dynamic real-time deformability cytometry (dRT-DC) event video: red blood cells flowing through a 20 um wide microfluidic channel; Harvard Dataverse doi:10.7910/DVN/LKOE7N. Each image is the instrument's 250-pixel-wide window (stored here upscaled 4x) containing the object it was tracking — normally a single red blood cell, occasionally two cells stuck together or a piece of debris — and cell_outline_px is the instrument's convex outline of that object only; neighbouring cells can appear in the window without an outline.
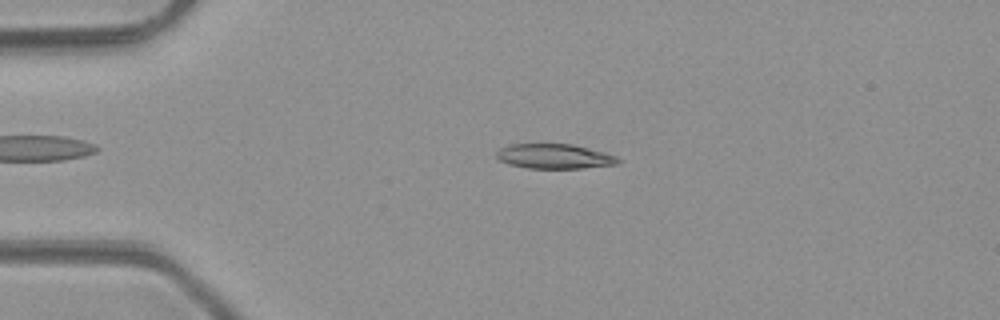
{"species": "common noctule bat (a hibernating species)", "species_latin": "Nyctalus noctula", "temperature_condition": "room temperature", "stored_images_in_passage": 5, "camera_frame_rate_fps": 3000, "um_per_image_px": 0.085, "animal": {"sex": "male", "body_mass_g": 23.1, "forearm_length_mm": 52.7}, "frame": {"image": 1, "passage_image": 2, "time_ms": 2.0, "image_size_px": [1000, 320], "cell_outline_px": [[620, 160], [616, 164], [584, 168], [528, 168], [508, 164], [500, 160], [496, 156], [496, 152], [500, 148], [508, 144], [572, 144], [604, 152], [616, 156]], "centroid_in_image_um": [47.09, 13.28], "position_along_channel_um": 37.9, "area_um2": 17.46}}
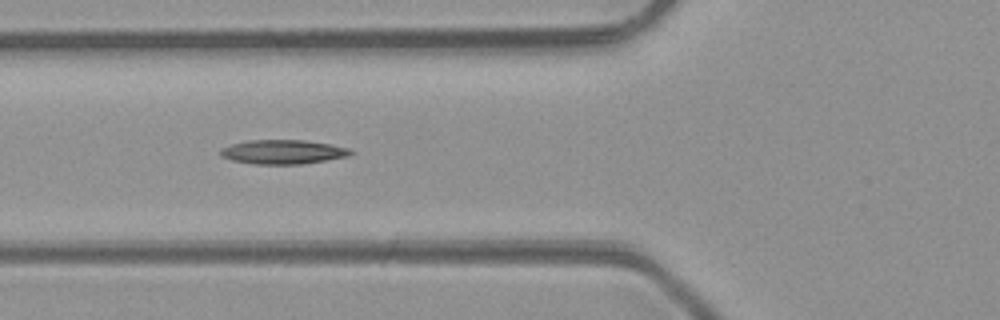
{"frame": {"image": 2, "passage_image": 4, "time_ms": 4.333, "image_size_px": [1000, 320], "cell_outline_px": [[356, 152], [352, 156], [300, 164], [252, 164], [232, 160], [220, 156], [220, 148], [232, 144], [248, 140], [304, 140], [328, 144], [348, 148]], "centroid_in_image_um": [24.06, 12.91], "position_along_channel_um": 101.7, "area_um2": 18.44}}
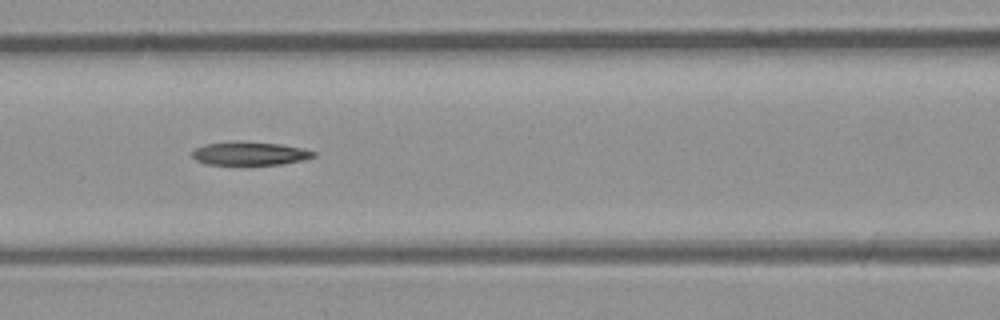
{"frame": {"image": 3, "passage_image": 5, "time_ms": 5.333, "image_size_px": [1000, 320], "cell_outline_px": [[316, 156], [300, 160], [280, 164], [208, 164], [196, 160], [192, 156], [192, 152], [196, 148], [204, 144], [236, 140], [240, 140], [280, 144], [300, 148], [316, 152]], "centroid_in_image_um": [21.19, 13.02], "position_along_channel_um": 145.4, "area_um2": 16.47}}